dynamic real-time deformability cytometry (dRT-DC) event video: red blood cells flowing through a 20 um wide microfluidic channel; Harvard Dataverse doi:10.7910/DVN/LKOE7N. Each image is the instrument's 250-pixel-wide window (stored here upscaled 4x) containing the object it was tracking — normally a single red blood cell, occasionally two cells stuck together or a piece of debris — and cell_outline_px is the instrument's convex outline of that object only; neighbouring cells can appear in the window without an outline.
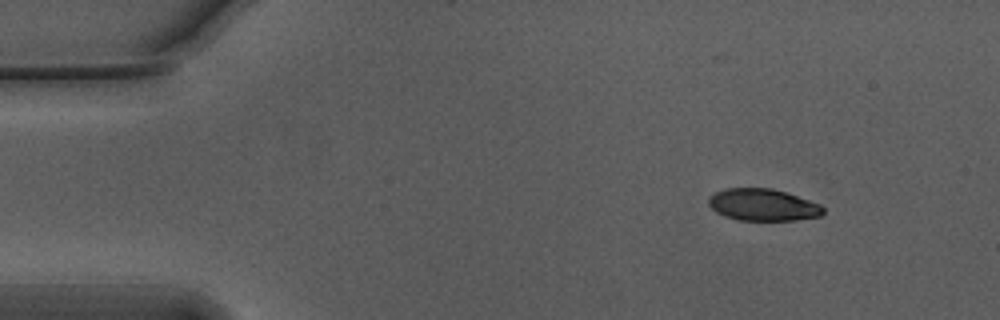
{"species": "Egyptian fruit bat (a non-hibernating species)", "species_latin": "Rousettus aegyptiacus", "temperature_condition": "warm", "stored_images_in_passage": 48, "camera_frame_rate_fps": 3000, "um_per_image_px": 0.085, "animal": {"sex": "male"}, "frame": {"image": 1, "passage_image": 1, "time_ms": 0.0, "image_size_px": [1000, 320], "cell_outline_px": [[824, 212], [820, 216], [796, 220], [740, 220], [724, 216], [716, 212], [708, 204], [708, 200], [716, 192], [724, 188], [772, 188], [820, 204], [824, 208]], "centroid_in_image_um": [64.84, 17.41], "position_along_channel_um": 20.2, "area_um2": 21.15}}
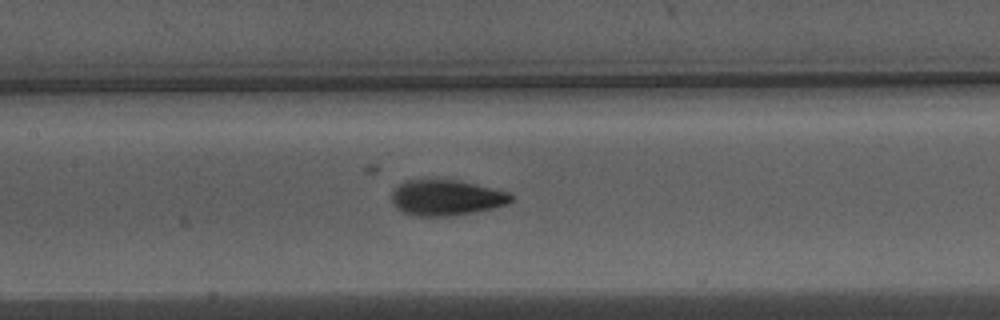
{"frame": {"image": 2, "passage_image": 20, "time_ms": 6.333, "image_size_px": [1000, 320], "cell_outline_px": [[516, 196], [508, 204], [496, 208], [476, 212], [452, 216], [412, 216], [396, 208], [392, 204], [392, 192], [400, 184], [408, 180], [424, 176], [456, 180], [476, 184], [508, 192]], "centroid_in_image_um": [37.93, 16.78], "position_along_channel_um": 169.5, "area_um2": 25.66}}
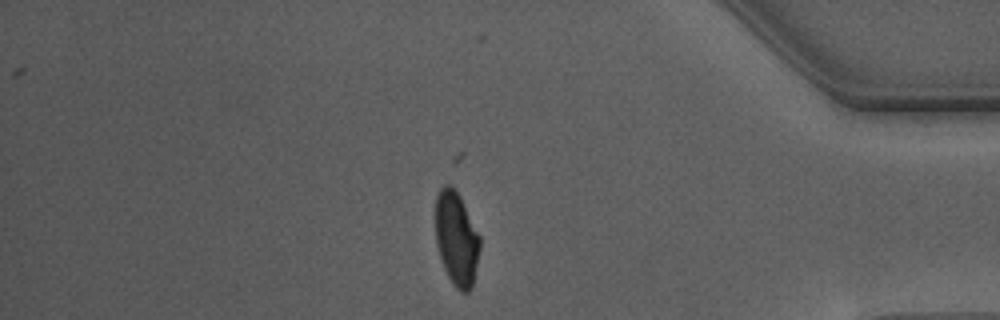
{"frame": {"image": 3, "passage_image": 41, "time_ms": 13.333, "image_size_px": [1000, 320], "cell_outline_px": [[480, 248], [472, 288], [468, 292], [460, 292], [452, 284], [444, 268], [436, 244], [436, 196], [440, 188], [444, 184], [452, 184], [460, 196], [480, 236]], "centroid_in_image_um": [38.8, 20.28], "position_along_channel_um": 396.4, "area_um2": 24.39}, "authors_computed_cell_mechanics": {"area_um2": 24.4783, "velocity_mm_per_s": 3.7555, "shape_relaxation_time_tau1_ms": 2.8293, "shape_relaxation_time_tau2_ms": null, "deformation_change_tau1": 0.1757, "deformation_change_tau2": null}}